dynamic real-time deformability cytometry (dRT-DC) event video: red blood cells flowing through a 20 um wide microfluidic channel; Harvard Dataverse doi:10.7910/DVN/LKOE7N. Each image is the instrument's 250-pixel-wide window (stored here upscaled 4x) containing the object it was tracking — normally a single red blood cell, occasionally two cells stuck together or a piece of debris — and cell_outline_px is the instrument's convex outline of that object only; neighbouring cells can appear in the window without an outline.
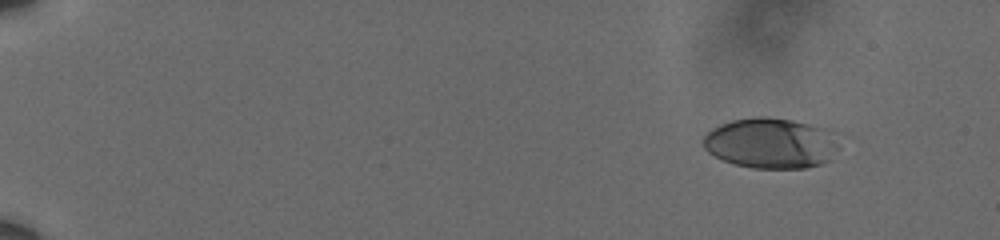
{"species": "human", "species_latin": "Homo sapiens", "temperature_condition": "cold", "stored_images_in_passage": 48, "camera_frame_rate_fps": 3000, "um_per_image_px": 0.085, "donor": {"sex": "male"}, "frame": {"image": 1, "passage_image": 5, "time_ms": 1.333, "image_size_px": [1000, 240], "cell_outline_px": [[828, 160], [820, 164], [804, 168], [752, 168], [736, 164], [724, 160], [708, 152], [704, 148], [704, 136], [712, 128], [720, 124], [732, 120], [756, 116], [764, 116], [792, 120], [824, 128], [828, 156]], "centroid_in_image_um": [65.27, 12.16], "position_along_channel_um": 19.7, "area_um2": 37.97}}
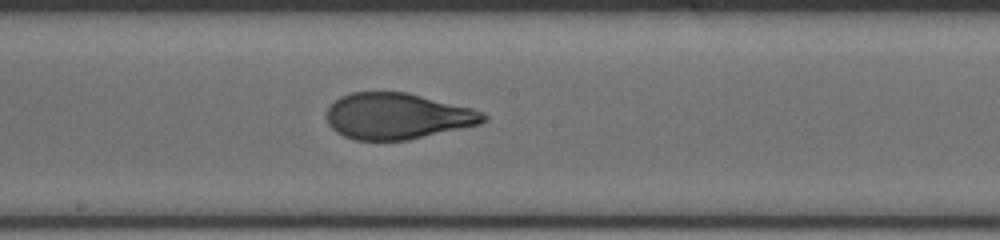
{"frame": {"image": 2, "passage_image": 30, "time_ms": 9.667, "image_size_px": [1000, 240], "cell_outline_px": [[488, 120], [480, 124], [408, 140], [356, 140], [344, 136], [336, 132], [328, 124], [328, 108], [340, 96], [352, 92], [408, 92], [472, 108], [484, 112], [488, 116]], "centroid_in_image_um": [33.81, 9.87], "position_along_channel_um": 214.4, "area_um2": 42.14}}
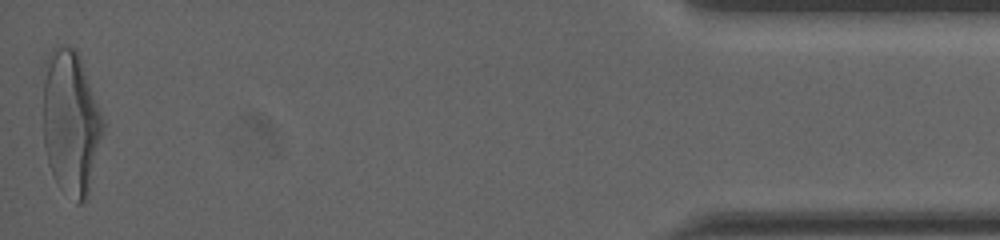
{"frame": {"image": 3, "passage_image": 48, "time_ms": 15.667, "image_size_px": [1000, 240], "cell_outline_px": [[104, 124], [88, 200], [80, 204], [76, 204], [56, 184], [52, 176], [48, 164], [44, 148], [44, 60], [48, 52], [52, 48], [76, 48], [80, 56]], "centroid_in_image_um": [6.0, 10.49], "position_along_channel_um": 429.2, "area_um2": 50.46}, "authors_computed_cell_mechanics": {"area_um2": 42.194, "velocity_mm_per_s": 3.6134, "shape_relaxation_time_tau1_ms": 4.5643, "shape_relaxation_time_tau2_ms": null, "deformation_change_tau1": 0.1935, "deformation_change_tau2": null}}